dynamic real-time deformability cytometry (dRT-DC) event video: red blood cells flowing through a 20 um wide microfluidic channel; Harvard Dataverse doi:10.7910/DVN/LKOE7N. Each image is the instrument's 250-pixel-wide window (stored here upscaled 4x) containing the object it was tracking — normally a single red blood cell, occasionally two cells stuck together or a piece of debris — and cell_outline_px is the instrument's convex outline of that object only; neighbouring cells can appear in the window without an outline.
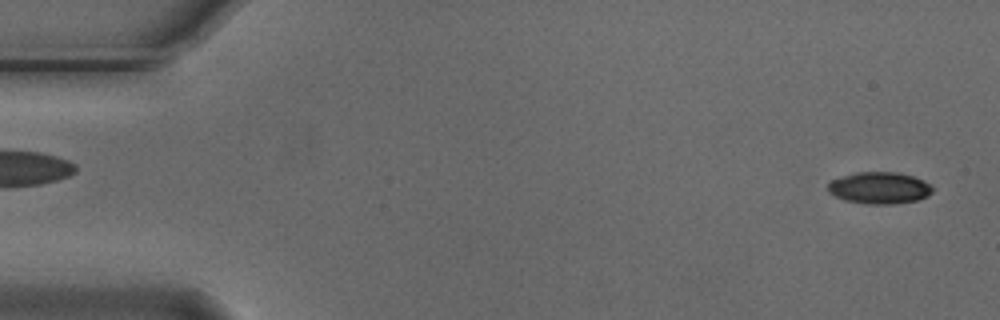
{"species": "Egyptian fruit bat (a non-hibernating species)", "species_latin": "Rousettus aegyptiacus", "temperature_condition": "cold", "stored_images_in_passage": 6, "camera_frame_rate_fps": 3000, "um_per_image_px": 0.085, "animal": {"sex": "male"}, "frame": {"image": 1, "passage_image": 2, "time_ms": 0.333, "image_size_px": [1000, 320], "cell_outline_px": [[932, 192], [928, 196], [920, 200], [896, 204], [864, 204], [844, 200], [828, 192], [828, 184], [832, 180], [856, 172], [896, 172], [912, 176], [924, 180], [932, 184]], "centroid_in_image_um": [74.79, 15.98], "position_along_channel_um": 10.2, "area_um2": 19.54}}